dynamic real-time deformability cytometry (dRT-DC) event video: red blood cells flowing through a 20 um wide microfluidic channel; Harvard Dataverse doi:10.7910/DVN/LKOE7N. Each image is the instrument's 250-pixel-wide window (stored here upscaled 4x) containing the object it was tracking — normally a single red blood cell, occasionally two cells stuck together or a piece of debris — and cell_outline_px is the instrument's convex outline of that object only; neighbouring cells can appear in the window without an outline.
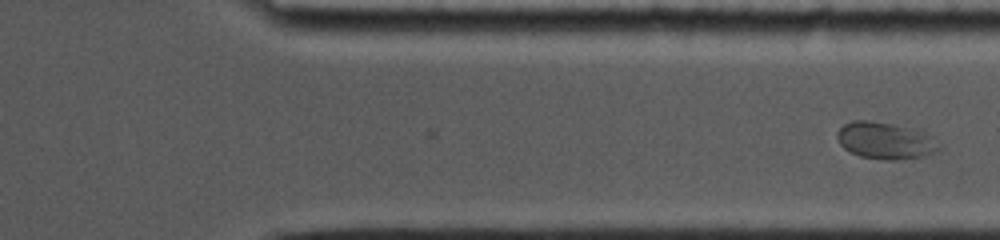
{"species": "common noctule bat (a hibernating species)", "species_latin": "Nyctalus noctula", "temperature_condition": "cold", "stored_images_in_passage": 23, "camera_frame_rate_fps": 5000, "um_per_image_px": 0.085, "animal": {"sex": "female", "body_mass_g": 19.0, "forearm_length_mm": 53.3}, "frame": {"image": 1, "passage_image": 23, "time_ms": 7.0, "image_size_px": [1000, 240], "cell_outline_px": [[940, 148], [936, 152], [928, 156], [896, 160], [884, 160], [860, 156], [848, 152], [840, 144], [836, 136], [836, 132], [844, 124], [852, 120], [868, 120], [892, 124], [912, 128], [932, 136]], "centroid_in_image_um": [75.23, 11.96], "position_along_channel_um": 336.2, "area_um2": 22.02}}